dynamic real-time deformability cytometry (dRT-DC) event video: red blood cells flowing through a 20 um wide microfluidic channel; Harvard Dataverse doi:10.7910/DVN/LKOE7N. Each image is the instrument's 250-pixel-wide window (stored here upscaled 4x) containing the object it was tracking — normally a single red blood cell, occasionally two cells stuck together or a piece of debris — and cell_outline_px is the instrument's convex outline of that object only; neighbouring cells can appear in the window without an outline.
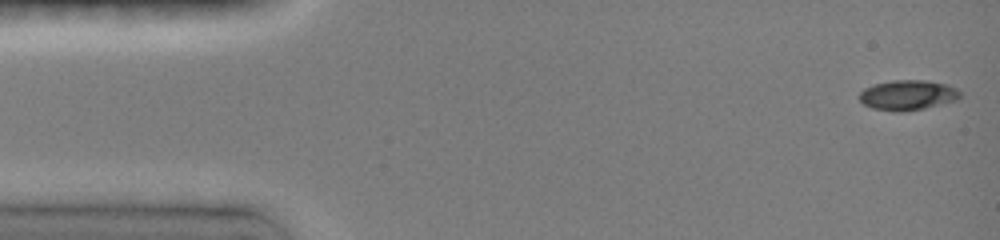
{"species": "common noctule bat (a hibernating species)", "species_latin": "Nyctalus noctula", "temperature_condition": "room temperature", "stored_images_in_passage": 9, "camera_frame_rate_fps": 3000, "um_per_image_px": 0.085, "animal": {"sex": "female", "body_mass_g": 19.0, "forearm_length_mm": 51.5}, "frame": {"image": 1, "passage_image": 1, "time_ms": 0.0, "image_size_px": [1000, 240], "cell_outline_px": [[960, 96], [956, 100], [924, 108], [900, 112], [892, 112], [872, 108], [864, 104], [860, 100], [860, 92], [864, 88], [872, 84], [892, 80], [924, 80], [948, 84], [956, 88], [960, 92]], "centroid_in_image_um": [77.13, 8.08], "position_along_channel_um": 7.9, "area_um2": 17.69}}
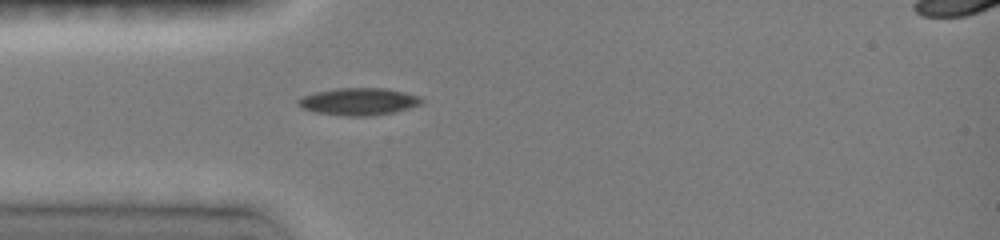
{"frame": {"image": 2, "passage_image": 6, "time_ms": 4.0, "image_size_px": [1000, 240], "cell_outline_px": [[424, 100], [420, 104], [396, 112], [368, 116], [348, 116], [316, 112], [300, 108], [296, 104], [296, 100], [304, 96], [316, 92], [336, 88], [384, 88], [404, 92], [420, 96]], "centroid_in_image_um": [30.48, 8.63], "position_along_channel_um": 54.5, "area_um2": 19.59}}
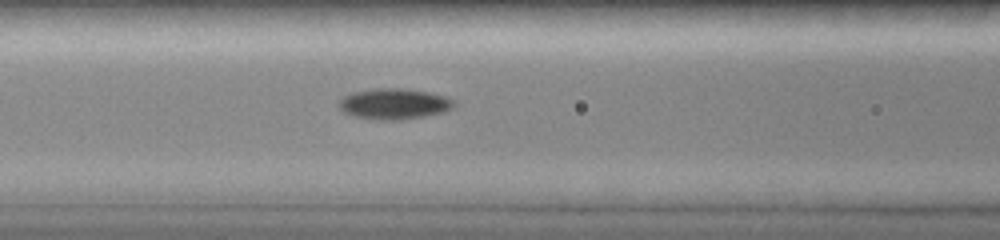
{"frame": {"image": 3, "passage_image": 9, "time_ms": 6.0, "image_size_px": [1000, 240], "cell_outline_px": [[456, 104], [452, 108], [444, 112], [404, 120], [376, 120], [352, 116], [344, 112], [340, 108], [340, 100], [344, 96], [352, 92], [372, 88], [400, 88], [428, 92], [444, 96], [456, 100]], "centroid_in_image_um": [33.51, 8.83], "position_along_channel_um": 133.1, "area_um2": 20.81}}